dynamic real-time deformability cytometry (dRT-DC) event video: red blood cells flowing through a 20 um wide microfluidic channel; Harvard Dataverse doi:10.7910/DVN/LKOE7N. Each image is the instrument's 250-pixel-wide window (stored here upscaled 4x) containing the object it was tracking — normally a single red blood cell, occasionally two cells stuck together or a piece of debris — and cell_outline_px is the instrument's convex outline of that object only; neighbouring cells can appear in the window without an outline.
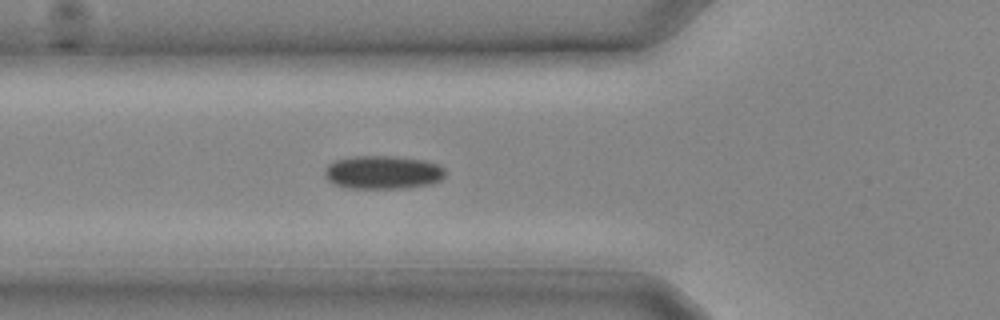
{"species": "common noctule bat (a hibernating species)", "species_latin": "Nyctalus noctula", "temperature_condition": "cold", "stored_images_in_passage": 14, "camera_frame_rate_fps": 3000, "um_per_image_px": 0.085, "animal": {"sex": "male", "body_mass_g": 20.4}, "frame": {"image": 1, "passage_image": 7, "time_ms": 2.0, "image_size_px": [1000, 320], "cell_outline_px": [[444, 176], [440, 180], [428, 184], [404, 188], [348, 188], [336, 184], [328, 180], [324, 176], [324, 168], [328, 164], [336, 160], [352, 156], [396, 156], [424, 160], [440, 164], [444, 168]], "centroid_in_image_um": [32.53, 14.63], "position_along_channel_um": 93.3, "area_um2": 23.52}}
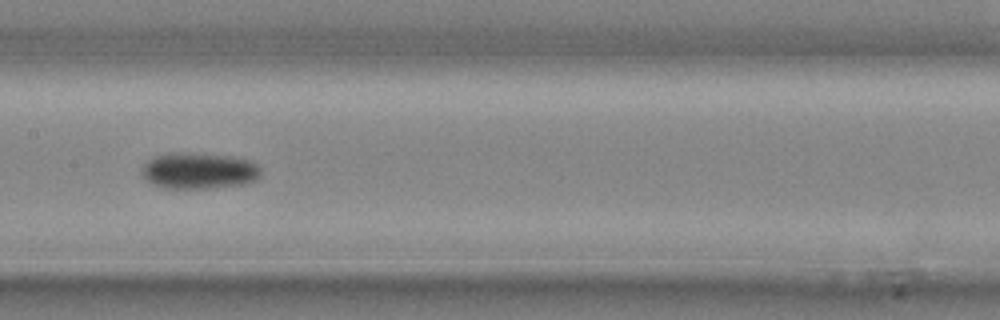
{"frame": {"image": 2, "passage_image": 11, "time_ms": 3.333, "image_size_px": [1000, 320], "cell_outline_px": [[260, 176], [256, 180], [244, 184], [208, 188], [164, 188], [152, 184], [140, 172], [140, 168], [152, 156], [168, 152], [188, 152], [236, 156], [260, 164]], "centroid_in_image_um": [16.9, 14.49], "position_along_channel_um": 190.5, "area_um2": 25.66}}
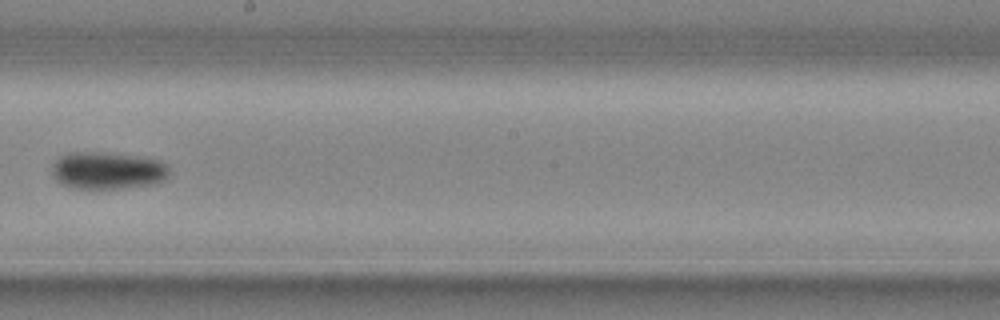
{"frame": {"image": 3, "passage_image": 13, "time_ms": 4.0, "image_size_px": [1000, 320], "cell_outline_px": [[168, 176], [164, 180], [156, 184], [124, 188], [76, 188], [64, 184], [56, 180], [52, 172], [52, 164], [60, 156], [68, 152], [100, 152], [148, 156], [160, 160], [168, 164]], "centroid_in_image_um": [9.2, 14.47], "position_along_channel_um": 239.0, "area_um2": 25.84}}